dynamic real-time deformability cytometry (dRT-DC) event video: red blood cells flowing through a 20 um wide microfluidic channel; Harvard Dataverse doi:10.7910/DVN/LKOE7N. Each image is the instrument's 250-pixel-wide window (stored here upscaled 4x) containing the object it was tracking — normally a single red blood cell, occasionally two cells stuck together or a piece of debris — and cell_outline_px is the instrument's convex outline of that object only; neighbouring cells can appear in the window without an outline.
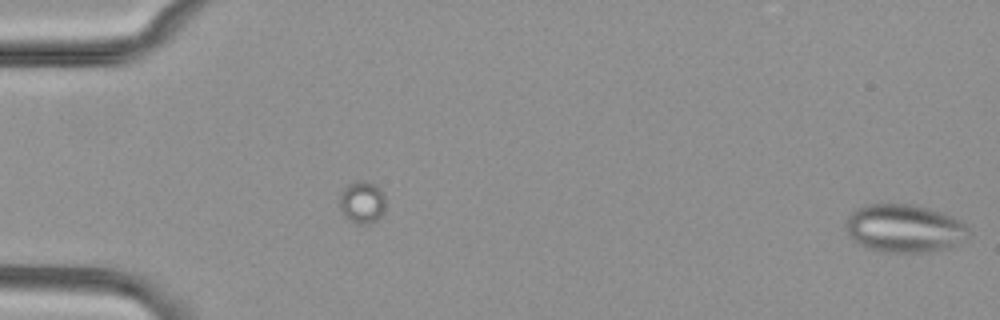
{"species": "common noctule bat (a hibernating species)", "species_latin": "Nyctalus noctula", "temperature_condition": "cold", "stored_images_in_passage": 17, "segment_of_instrument_passage": [2, 2], "camera_frame_rate_fps": 3000, "um_per_image_px": 0.085, "animal": {"sex": "female", "body_mass_g": 29.2, "forearm_length_mm": 56.3}, "frame": {"image": 1, "passage_image": 17, "time_ms": 5.333, "image_size_px": [1000, 320], "cell_outline_px": [[972, 232], [964, 240], [952, 248], [932, 252], [888, 252], [868, 248], [852, 240], [848, 236], [844, 224], [848, 216], [856, 208], [864, 204], [912, 204], [928, 208], [952, 216], [960, 220]], "centroid_in_image_um": [76.88, 19.42], "position_along_channel_um": 8.1, "area_um2": 34.85}}